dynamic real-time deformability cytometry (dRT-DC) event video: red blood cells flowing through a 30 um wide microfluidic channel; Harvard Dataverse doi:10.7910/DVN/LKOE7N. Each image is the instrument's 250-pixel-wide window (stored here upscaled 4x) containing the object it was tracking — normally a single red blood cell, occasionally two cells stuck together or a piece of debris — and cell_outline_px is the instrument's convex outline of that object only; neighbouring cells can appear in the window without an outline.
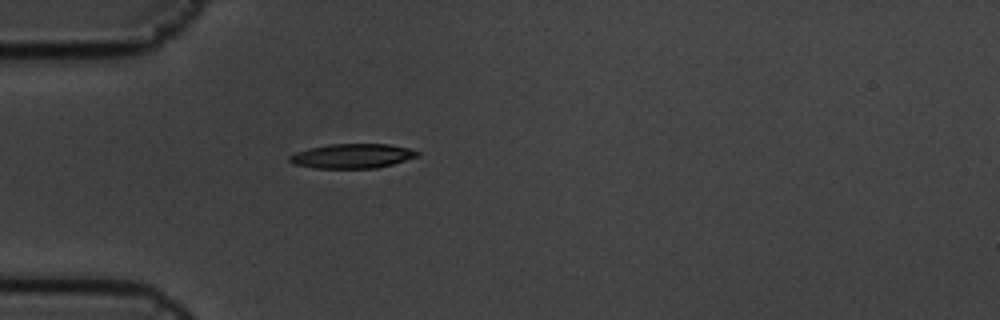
{"species": "common noctule bat (a hibernating species)", "species_latin": "Nyctalus noctula", "temperature_condition": "cold", "stored_images_in_passage": 6, "camera_frame_rate_fps": 3000, "um_per_image_px": 0.085, "animal": {"sex": "male", "body_mass_g": 19.5, "forearm_length_mm": 54.6}, "frame": {"image": 1, "passage_image": 6, "time_ms": 1.667, "image_size_px": [1000, 320], "cell_outline_px": [[420, 156], [392, 164], [376, 168], [316, 168], [292, 164], [288, 160], [288, 156], [296, 152], [308, 148], [332, 144], [388, 144], [408, 148], [420, 152]], "centroid_in_image_um": [29.93, 13.26], "position_along_channel_um": 55.1, "area_um2": 18.26}}